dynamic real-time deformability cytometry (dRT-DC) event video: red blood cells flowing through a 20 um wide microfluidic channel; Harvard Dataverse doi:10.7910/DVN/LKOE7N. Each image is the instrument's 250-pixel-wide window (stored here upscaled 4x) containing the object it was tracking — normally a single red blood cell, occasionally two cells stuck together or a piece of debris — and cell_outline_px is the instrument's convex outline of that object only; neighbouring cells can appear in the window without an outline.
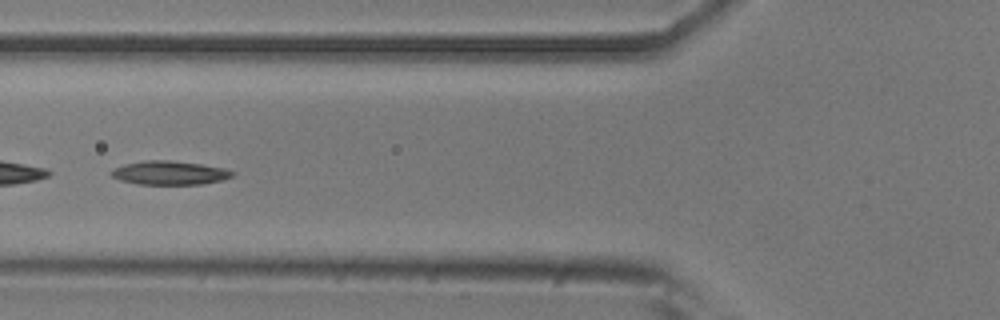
{"species": "common noctule bat (a hibernating species)", "species_latin": "Nyctalus noctula", "temperature_condition": "room temperature", "stored_images_in_passage": 49, "camera_frame_rate_fps": 3000, "um_per_image_px": 0.085, "animal": {"sex": "male", "body_mass_g": 20.5, "forearm_length_mm": 52.5}, "frame": {"image": 1, "passage_image": 20, "time_ms": 6.333, "image_size_px": [1000, 320], "cell_outline_px": [[236, 172], [232, 176], [224, 180], [200, 184], [136, 184], [120, 180], [112, 176], [112, 168], [124, 164], [144, 160], [168, 160], [200, 164], [224, 168]], "centroid_in_image_um": [14.41, 14.69], "position_along_channel_um": 111.4, "area_um2": 16.76}}
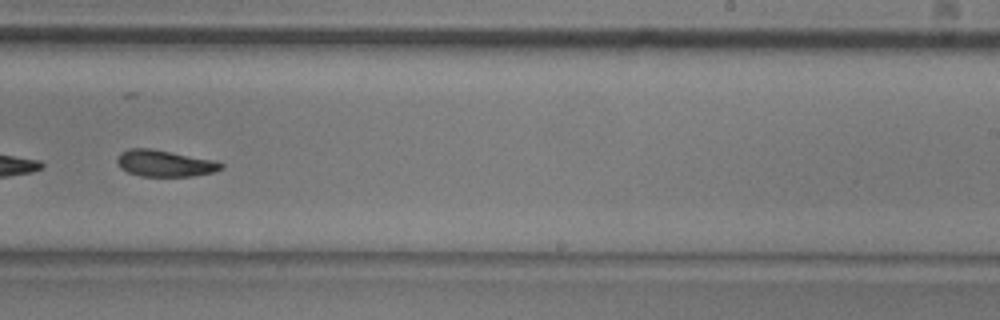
{"frame": {"image": 2, "passage_image": 33, "time_ms": 10.667, "image_size_px": [1000, 320], "cell_outline_px": [[224, 168], [212, 172], [192, 176], [140, 176], [128, 172], [120, 168], [116, 160], [116, 156], [120, 152], [128, 148], [152, 148], [216, 160], [224, 164]], "centroid_in_image_um": [13.98, 13.87], "position_along_channel_um": 275.0, "area_um2": 16.3}}
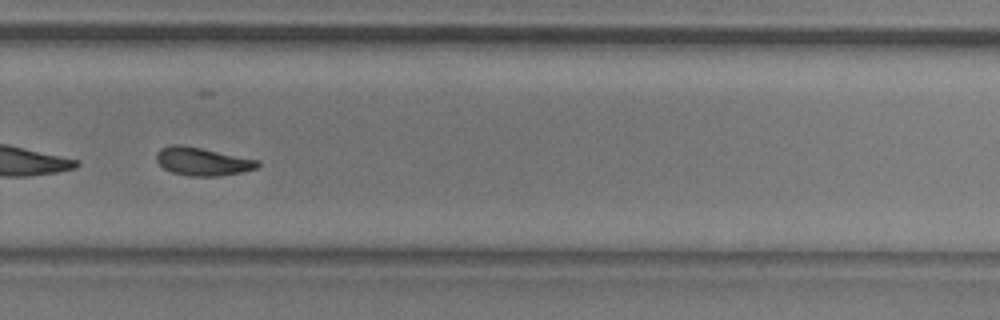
{"frame": {"image": 3, "passage_image": 36, "time_ms": 11.667, "image_size_px": [1000, 320], "cell_outline_px": [[260, 164], [256, 168], [244, 172], [216, 176], [188, 176], [172, 172], [164, 168], [156, 160], [156, 152], [160, 148], [172, 144], [180, 144], [260, 160]], "centroid_in_image_um": [17.2, 13.72], "position_along_channel_um": 312.6, "area_um2": 16.59}, "authors_computed_cell_mechanics": {"area_um2": 16.6464, "velocity_mm_per_s": 3.7813, "shape_relaxation_time_tau1_ms": 4.7535, "shape_relaxation_time_tau2_ms": 5.9669, "deformation_change_tau1": 0.1502, "deformation_change_tau2": 0.1486}}